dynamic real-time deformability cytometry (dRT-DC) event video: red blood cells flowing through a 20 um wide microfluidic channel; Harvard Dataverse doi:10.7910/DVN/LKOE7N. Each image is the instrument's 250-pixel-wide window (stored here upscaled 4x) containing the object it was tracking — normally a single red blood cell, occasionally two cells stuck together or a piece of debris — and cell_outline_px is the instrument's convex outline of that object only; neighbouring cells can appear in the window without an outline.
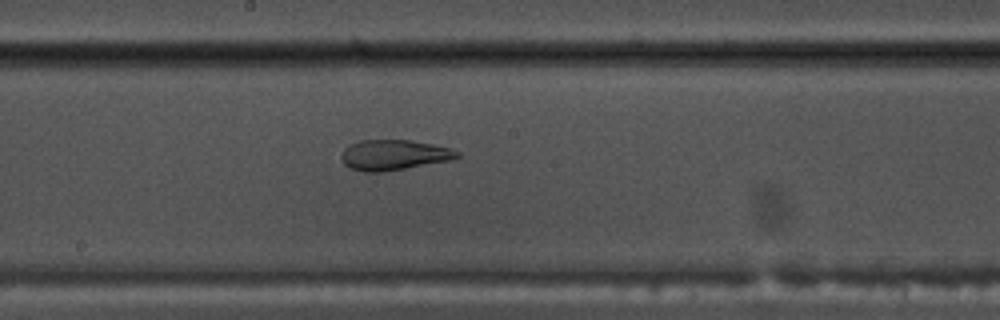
{"species": "common noctule bat (a hibernating species)", "species_latin": "Nyctalus noctula", "temperature_condition": "warm", "stored_images_in_passage": 54, "camera_frame_rate_fps": 3000, "um_per_image_px": 0.085, "animal": {"sex": "male", "body_mass_g": 17.5, "forearm_length_mm": 52.3}, "frame": {"image": 1, "passage_image": 29, "time_ms": 9.333, "image_size_px": [1000, 320], "cell_outline_px": [[460, 156], [452, 160], [384, 172], [364, 172], [352, 168], [344, 164], [340, 160], [340, 156], [344, 148], [348, 144], [360, 140], [412, 140], [432, 144], [448, 148], [460, 152]], "centroid_in_image_um": [33.45, 13.17], "position_along_channel_um": 214.8, "area_um2": 20.63}}
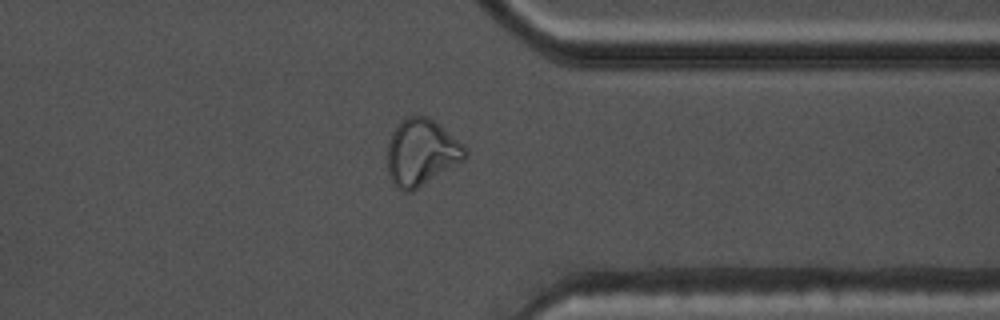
{"frame": {"image": 2, "passage_image": 42, "time_ms": 13.667, "image_size_px": [1000, 320], "cell_outline_px": [[468, 156], [464, 160], [412, 192], [404, 192], [396, 188], [388, 172], [388, 144], [392, 132], [400, 120], [408, 116], [428, 116], [440, 124], [464, 144], [468, 148]], "centroid_in_image_um": [35.84, 12.95], "position_along_channel_um": 375.6, "area_um2": 30.46}}
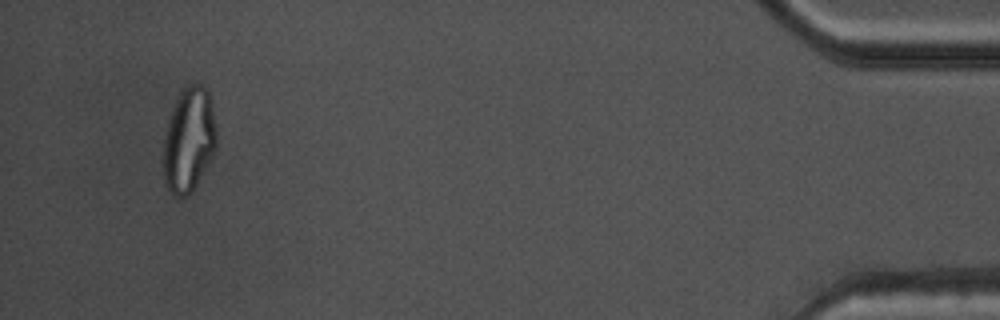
{"frame": {"image": 3, "passage_image": 51, "time_ms": 16.667, "image_size_px": [1000, 320], "cell_outline_px": [[216, 152], [192, 192], [188, 196], [176, 196], [168, 192], [164, 184], [164, 136], [168, 120], [172, 108], [180, 92], [184, 88], [192, 84], [200, 84], [208, 88], [216, 128]], "centroid_in_image_um": [16.06, 11.92], "position_along_channel_um": 419.1, "area_um2": 32.66}, "authors_computed_cell_mechanics": {"area_um2": 27.0504, "velocity_mm_per_s": 3.815, "shape_relaxation_time_tau1_ms": null, "shape_relaxation_time_tau2_ms": 1.4633, "deformation_change_tau1": null, "deformation_change_tau2": 0.0706}}